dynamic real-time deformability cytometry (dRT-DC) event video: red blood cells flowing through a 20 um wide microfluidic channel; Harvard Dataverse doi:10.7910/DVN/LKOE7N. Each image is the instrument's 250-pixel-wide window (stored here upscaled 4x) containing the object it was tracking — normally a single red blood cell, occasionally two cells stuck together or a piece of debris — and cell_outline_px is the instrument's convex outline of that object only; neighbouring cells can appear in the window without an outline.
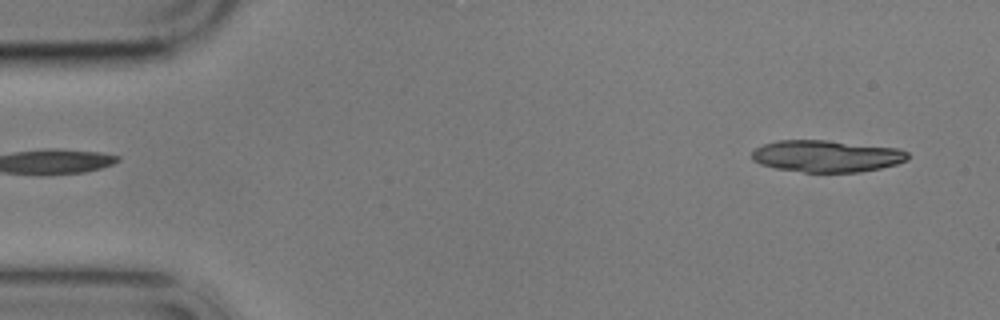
{"species": "common noctule bat (a hibernating species)", "species_latin": "Nyctalus noctula", "temperature_condition": "cold", "stored_images_in_passage": 2, "segment_of_instrument_passage": [2, 2], "camera_frame_rate_fps": 3000, "um_per_image_px": 0.085, "animal": {"sex": "male", "body_mass_g": 17.9}, "frame": {"image": 1, "passage_image": 2, "time_ms": 1.333, "image_size_px": [1000, 320], "cell_outline_px": [[908, 160], [896, 164], [880, 168], [860, 172], [804, 172], [776, 168], [760, 164], [752, 160], [752, 152], [756, 148], [764, 144], [776, 140], [828, 140], [900, 148], [908, 152]], "centroid_in_image_um": [70.28, 13.26], "position_along_channel_um": 14.7, "area_um2": 29.07}}